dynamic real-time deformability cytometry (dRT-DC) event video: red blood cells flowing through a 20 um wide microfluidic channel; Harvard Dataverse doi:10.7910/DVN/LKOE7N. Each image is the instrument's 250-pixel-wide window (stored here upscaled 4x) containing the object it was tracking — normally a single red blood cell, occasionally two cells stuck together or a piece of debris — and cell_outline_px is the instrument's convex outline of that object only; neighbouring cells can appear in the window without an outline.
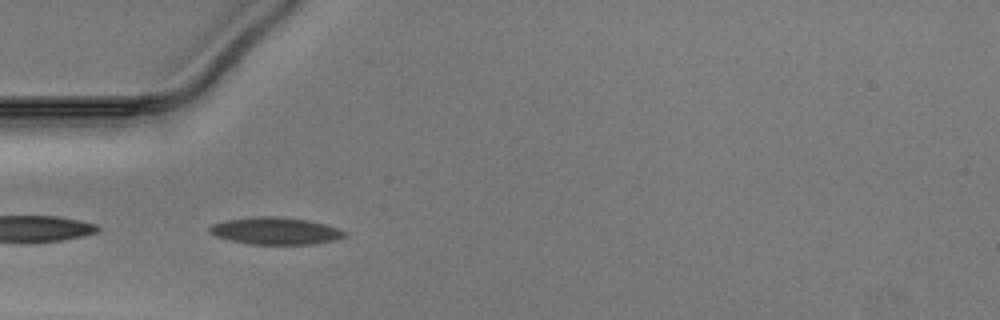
{"species": "Egyptian fruit bat (a non-hibernating species)", "species_latin": "Rousettus aegyptiacus", "temperature_condition": "warm", "stored_images_in_passage": 20, "camera_frame_rate_fps": 3000, "um_per_image_px": 0.085, "animal": {"sex": "male"}, "frame": {"image": 1, "passage_image": 1, "time_ms": 0.0, "image_size_px": [1000, 320], "cell_outline_px": [[348, 236], [336, 240], [312, 244], [252, 244], [232, 240], [216, 236], [208, 232], [208, 228], [212, 224], [224, 220], [252, 216], [280, 216], [308, 220], [324, 224], [348, 232]], "centroid_in_image_um": [23.42, 19.61], "position_along_channel_um": 61.6, "area_um2": 21.5}}
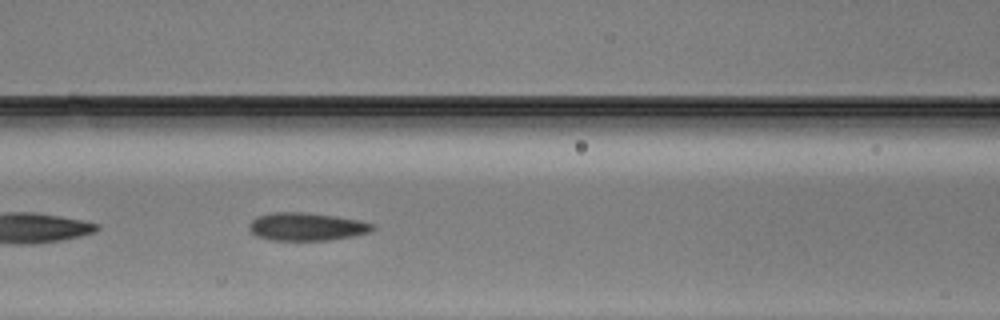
{"frame": {"image": 2, "passage_image": 7, "time_ms": 2.0, "image_size_px": [1000, 320], "cell_outline_px": [[376, 228], [368, 232], [328, 240], [272, 240], [256, 236], [248, 228], [248, 224], [256, 216], [272, 212], [308, 212], [336, 216], [360, 220], [376, 224]], "centroid_in_image_um": [26.04, 19.25], "position_along_channel_um": 140.6, "area_um2": 20.17}}
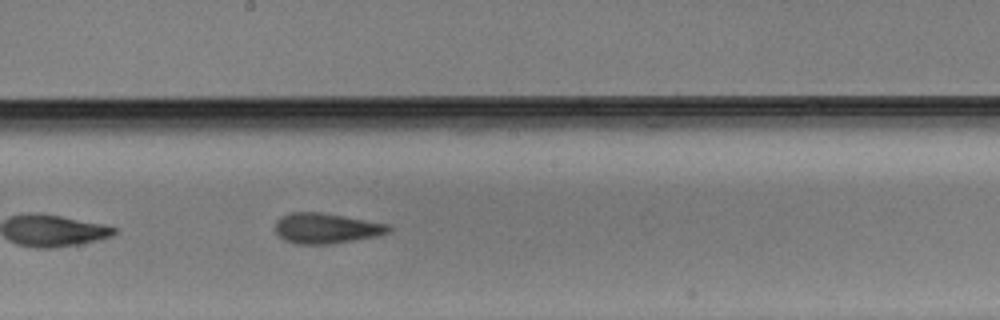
{"frame": {"image": 3, "passage_image": 13, "time_ms": 4.0, "image_size_px": [1000, 320], "cell_outline_px": [[392, 228], [388, 232], [376, 236], [332, 244], [296, 244], [284, 240], [276, 232], [276, 220], [280, 216], [288, 212], [324, 212], [388, 224]], "centroid_in_image_um": [27.7, 19.39], "position_along_channel_um": 220.5, "area_um2": 20.17}}